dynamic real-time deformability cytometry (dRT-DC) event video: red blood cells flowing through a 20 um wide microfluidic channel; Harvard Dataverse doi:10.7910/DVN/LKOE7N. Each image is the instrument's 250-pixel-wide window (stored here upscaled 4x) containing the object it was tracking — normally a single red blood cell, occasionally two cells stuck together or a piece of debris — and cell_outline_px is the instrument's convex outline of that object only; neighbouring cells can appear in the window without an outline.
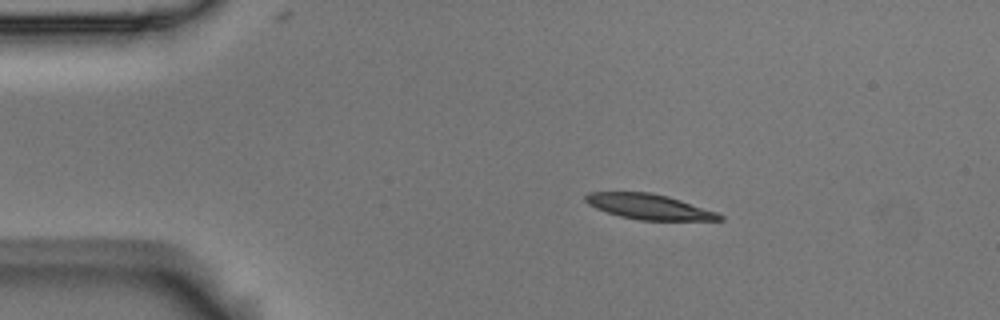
{"species": "Egyptian fruit bat (a non-hibernating species)", "species_latin": "Rousettus aegyptiacus", "temperature_condition": "room temperature", "stored_images_in_passage": 9, "camera_frame_rate_fps": 3000, "um_per_image_px": 0.085, "animal": {"sex": "male"}, "frame": {"image": 1, "passage_image": 2, "time_ms": 0.333, "image_size_px": [1000, 320], "cell_outline_px": [[724, 220], [640, 220], [620, 216], [596, 208], [588, 204], [584, 200], [584, 196], [588, 192], [648, 192], [668, 196], [716, 212], [724, 216]], "centroid_in_image_um": [55.14, 17.56], "position_along_channel_um": 29.9, "area_um2": 19.54}}
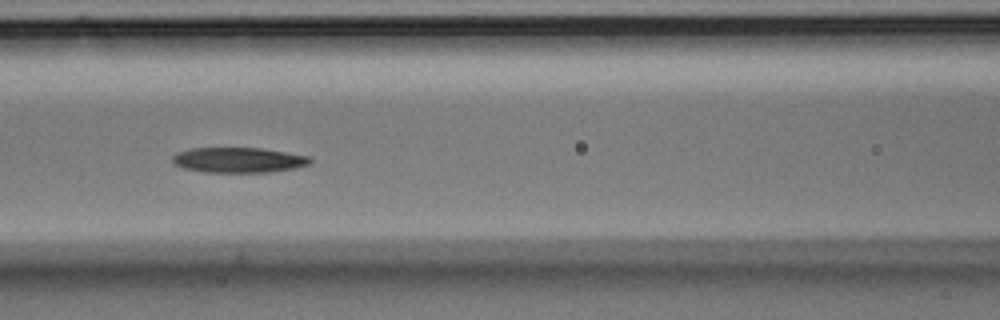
{"frame": {"image": 2, "passage_image": 6, "time_ms": 1.667, "image_size_px": [1000, 320], "cell_outline_px": [[312, 164], [296, 168], [268, 172], [204, 172], [184, 168], [172, 164], [172, 156], [176, 152], [188, 148], [260, 148], [308, 156], [312, 160]], "centroid_in_image_um": [20.24, 13.6], "position_along_channel_um": 146.4, "area_um2": 20.35}}
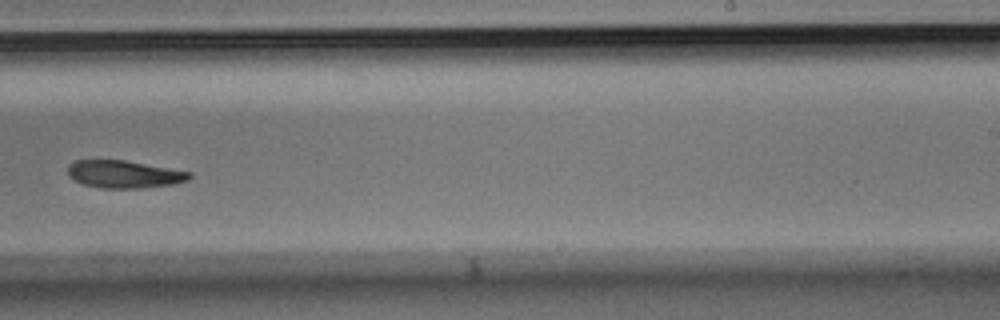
{"frame": {"image": 3, "passage_image": 9, "time_ms": 2.667, "image_size_px": [1000, 320], "cell_outline_px": [[192, 176], [188, 180], [176, 184], [140, 188], [104, 188], [84, 184], [68, 176], [68, 164], [76, 160], [124, 160], [192, 172]], "centroid_in_image_um": [10.57, 14.81], "position_along_channel_um": 278.4, "area_um2": 19.48}}